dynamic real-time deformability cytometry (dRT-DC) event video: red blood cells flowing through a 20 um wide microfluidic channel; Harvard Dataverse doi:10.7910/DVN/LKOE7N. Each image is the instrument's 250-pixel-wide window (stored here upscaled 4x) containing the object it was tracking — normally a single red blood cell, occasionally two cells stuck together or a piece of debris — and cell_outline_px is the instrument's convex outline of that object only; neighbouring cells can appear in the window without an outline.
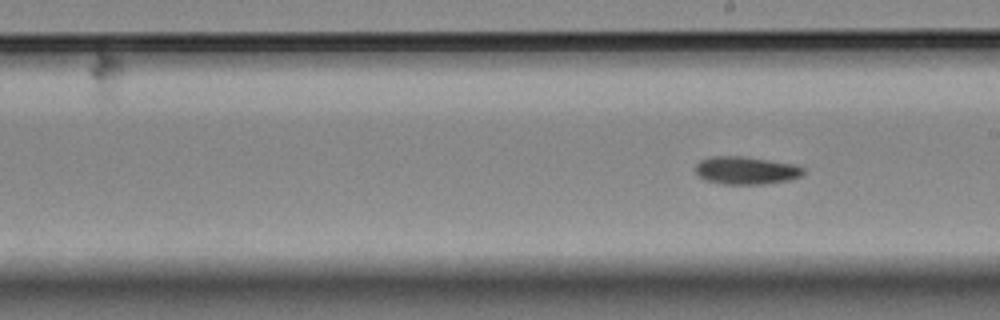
{"species": "Egyptian fruit bat (a non-hibernating species)", "species_latin": "Rousettus aegyptiacus", "temperature_condition": "room temperature", "stored_images_in_passage": 13, "segment_of_instrument_passage": [3, 3], "camera_frame_rate_fps": 3000, "um_per_image_px": 0.085, "animal": {"sex": "female"}, "frame": {"image": 1, "passage_image": 13, "time_ms": 4.0, "image_size_px": [1000, 320], "cell_outline_px": [[804, 172], [800, 176], [788, 180], [764, 184], [724, 184], [704, 180], [696, 172], [696, 164], [700, 160], [712, 156], [740, 156], [796, 164], [804, 168]], "centroid_in_image_um": [63.41, 14.48], "position_along_channel_um": 225.6, "area_um2": 17.4}}